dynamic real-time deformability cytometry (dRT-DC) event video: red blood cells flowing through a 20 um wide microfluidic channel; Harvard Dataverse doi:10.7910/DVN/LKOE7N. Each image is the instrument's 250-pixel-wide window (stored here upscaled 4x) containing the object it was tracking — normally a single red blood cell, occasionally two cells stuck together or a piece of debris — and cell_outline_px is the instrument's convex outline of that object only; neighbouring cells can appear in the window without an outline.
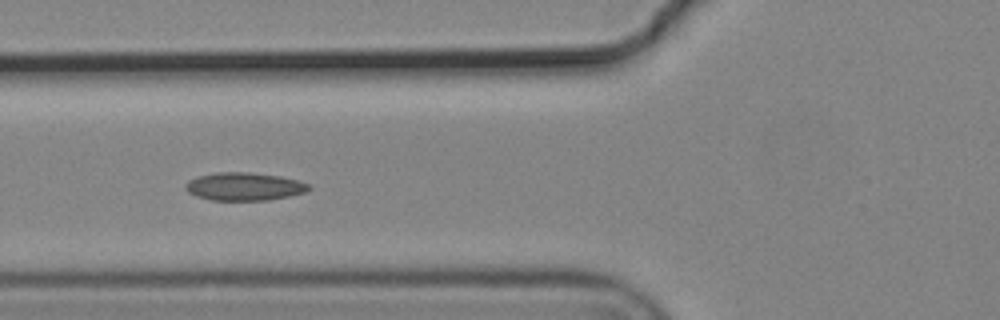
{"species": "common noctule bat (a hibernating species)", "species_latin": "Nyctalus noctula", "temperature_condition": "cold", "stored_images_in_passage": 10, "camera_frame_rate_fps": 3000, "um_per_image_px": 0.085, "animal": {"sex": "male", "body_mass_g": 19.2, "forearm_length_mm": 51.8}, "frame": {"image": 1, "passage_image": 5, "time_ms": 1.333, "image_size_px": [1000, 320], "cell_outline_px": [[312, 188], [304, 192], [288, 196], [268, 200], [212, 200], [196, 196], [188, 192], [184, 188], [184, 184], [188, 180], [196, 176], [216, 172], [252, 172], [280, 176], [296, 180], [308, 184]], "centroid_in_image_um": [20.7, 15.84], "position_along_channel_um": 105.1, "area_um2": 20.17}}
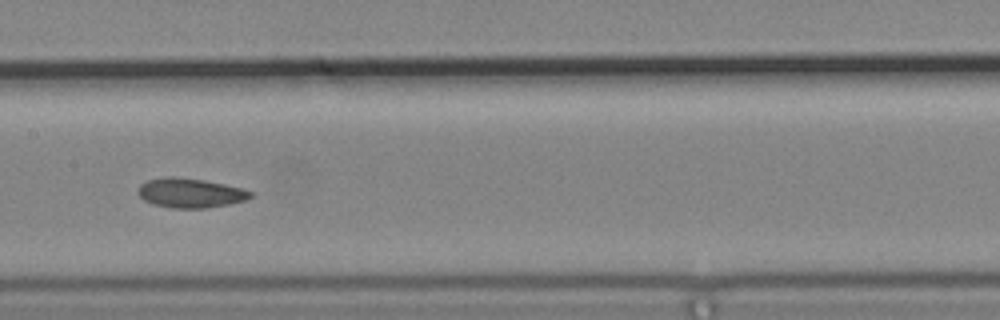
{"frame": {"image": 2, "passage_image": 7, "time_ms": 2.0, "image_size_px": [1000, 320], "cell_outline_px": [[252, 196], [244, 200], [228, 204], [204, 208], [172, 208], [152, 204], [144, 200], [136, 192], [140, 184], [148, 180], [168, 176], [172, 176], [204, 180], [224, 184], [240, 188], [252, 192]], "centroid_in_image_um": [16.12, 16.4], "position_along_channel_um": 191.3, "area_um2": 19.19}}
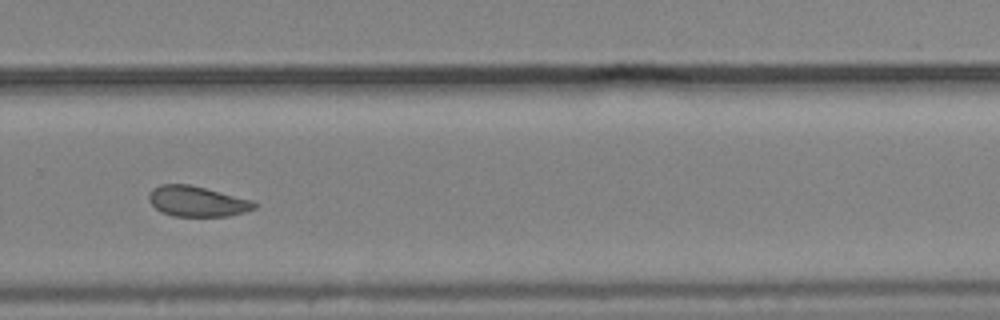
{"frame": {"image": 3, "passage_image": 10, "time_ms": 3.0, "image_size_px": [1000, 320], "cell_outline_px": [[256, 208], [244, 212], [228, 216], [172, 216], [160, 212], [148, 200], [148, 196], [152, 188], [160, 184], [188, 184], [252, 200], [256, 204]], "centroid_in_image_um": [16.71, 17.12], "position_along_channel_um": 313.1, "area_um2": 18.61}}